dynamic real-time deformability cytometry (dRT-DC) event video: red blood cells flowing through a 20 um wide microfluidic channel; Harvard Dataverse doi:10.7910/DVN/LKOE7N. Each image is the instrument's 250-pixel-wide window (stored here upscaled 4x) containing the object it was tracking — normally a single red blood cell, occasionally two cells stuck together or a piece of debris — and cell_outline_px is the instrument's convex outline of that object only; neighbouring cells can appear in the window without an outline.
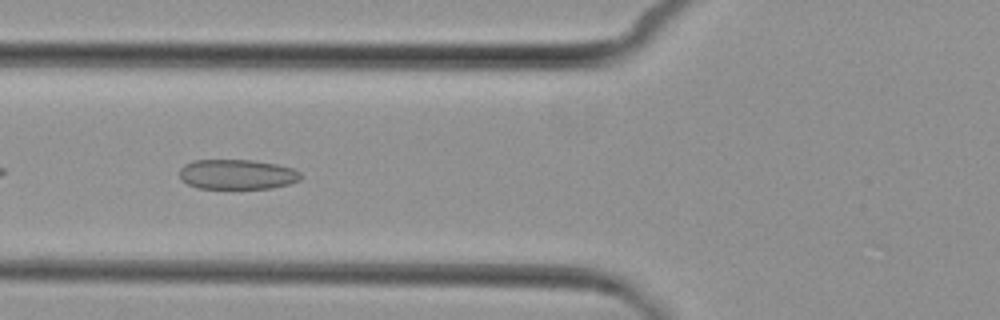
{"species": "common noctule bat (a hibernating species)", "species_latin": "Nyctalus noctula", "temperature_condition": "cold", "stored_images_in_passage": 3, "camera_frame_rate_fps": 3000, "um_per_image_px": 0.085, "animal": {"sex": "female", "body_mass_g": 29.2, "forearm_length_mm": 56.3}, "frame": {"image": 1, "passage_image": 2, "time_ms": 1.333, "image_size_px": [1000, 320], "cell_outline_px": [[300, 180], [288, 184], [272, 188], [196, 188], [188, 184], [180, 176], [180, 168], [184, 164], [196, 160], [252, 160], [276, 164], [292, 168], [300, 172]], "centroid_in_image_um": [20.15, 14.82], "position_along_channel_um": 105.6, "area_um2": 20.98}}
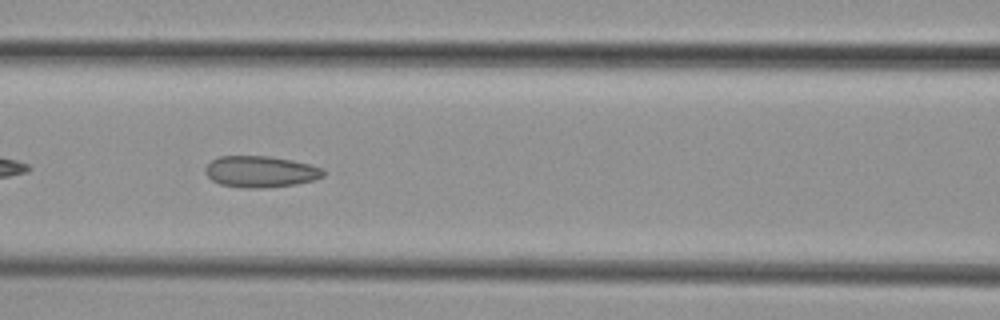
{"frame": {"image": 2, "passage_image": 3, "time_ms": 2.333, "image_size_px": [1000, 320], "cell_outline_px": [[324, 176], [316, 180], [296, 184], [264, 188], [240, 188], [220, 184], [212, 180], [204, 172], [204, 168], [212, 160], [220, 156], [268, 156], [292, 160], [324, 168]], "centroid_in_image_um": [22.15, 14.6], "position_along_channel_um": 144.5, "area_um2": 21.73}}